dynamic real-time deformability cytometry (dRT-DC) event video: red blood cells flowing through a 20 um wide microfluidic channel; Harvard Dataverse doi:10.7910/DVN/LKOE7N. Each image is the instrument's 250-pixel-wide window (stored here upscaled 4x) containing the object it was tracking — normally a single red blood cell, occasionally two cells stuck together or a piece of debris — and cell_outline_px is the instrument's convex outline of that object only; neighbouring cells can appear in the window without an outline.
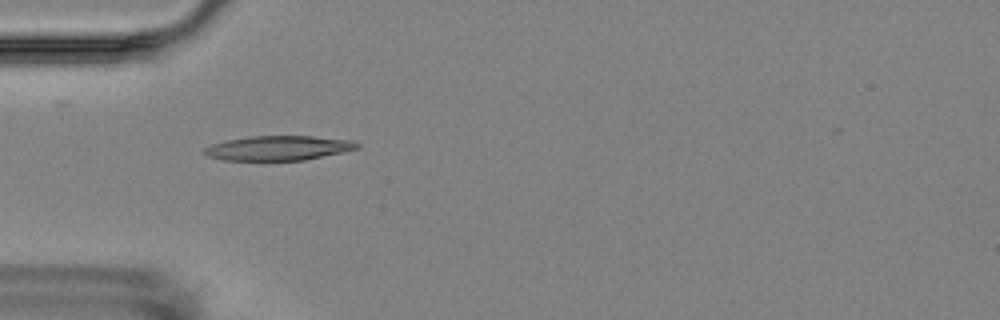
{"species": "Egyptian fruit bat (a non-hibernating species)", "species_latin": "Rousettus aegyptiacus", "temperature_condition": "room temperature", "stored_images_in_passage": 6, "camera_frame_rate_fps": 3000, "um_per_image_px": 0.085, "animal": {"sex": "female"}, "frame": {"image": 1, "passage_image": 3, "time_ms": 3.333, "image_size_px": [1000, 320], "cell_outline_px": [[360, 148], [304, 160], [224, 160], [208, 156], [204, 152], [204, 148], [212, 144], [228, 140], [252, 136], [312, 136], [352, 140], [360, 144]], "centroid_in_image_um": [23.69, 12.58], "position_along_channel_um": 61.3, "area_um2": 21.68}}
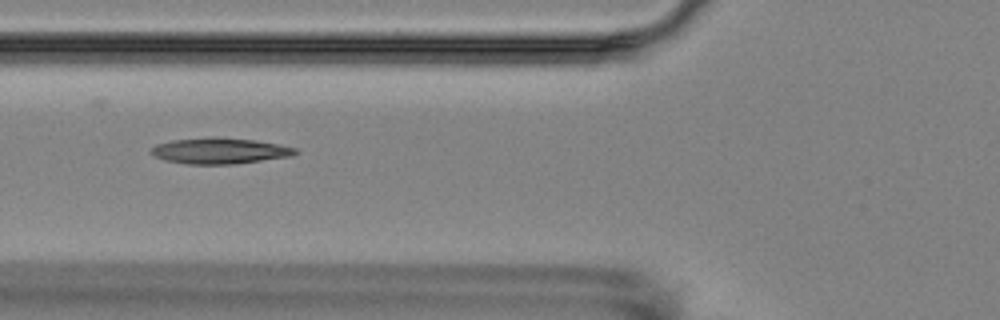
{"frame": {"image": 2, "passage_image": 4, "time_ms": 4.667, "image_size_px": [1000, 320], "cell_outline_px": [[300, 152], [292, 156], [232, 164], [188, 164], [168, 160], [156, 156], [148, 152], [156, 144], [172, 140], [208, 136], [212, 136], [256, 140], [296, 148]], "centroid_in_image_um": [18.68, 12.8], "position_along_channel_um": 107.1, "area_um2": 21.79}}
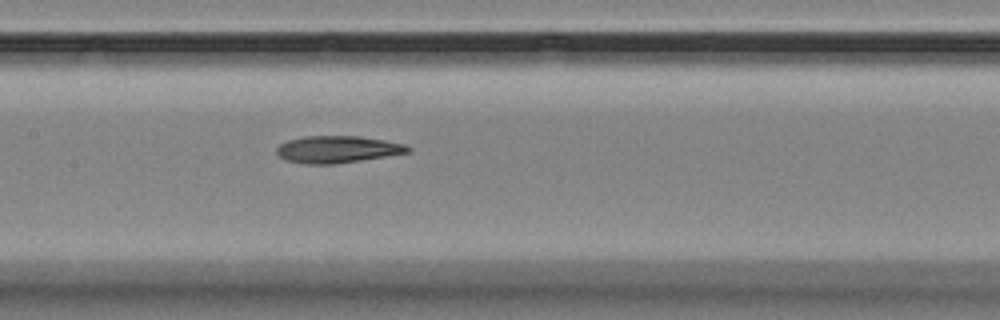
{"frame": {"image": 3, "passage_image": 6, "time_ms": 6.667, "image_size_px": [1000, 320], "cell_outline_px": [[412, 148], [408, 152], [360, 160], [332, 164], [308, 164], [284, 160], [276, 152], [276, 148], [280, 144], [288, 140], [304, 136], [360, 136], [384, 140], [404, 144]], "centroid_in_image_um": [28.64, 12.69], "position_along_channel_um": 178.8, "area_um2": 20.46}}